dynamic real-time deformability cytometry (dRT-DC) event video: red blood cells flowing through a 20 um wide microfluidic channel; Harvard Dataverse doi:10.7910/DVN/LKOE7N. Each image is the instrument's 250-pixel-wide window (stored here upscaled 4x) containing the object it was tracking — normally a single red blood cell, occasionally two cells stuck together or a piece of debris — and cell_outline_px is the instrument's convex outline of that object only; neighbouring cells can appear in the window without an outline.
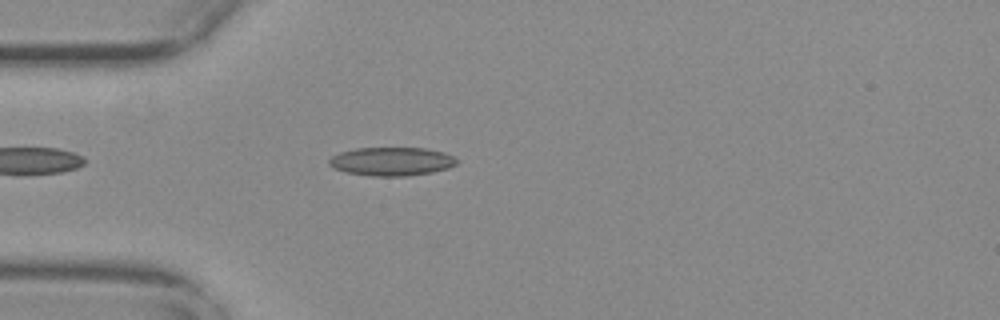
{"species": "common noctule bat (a hibernating species)", "species_latin": "Nyctalus noctula", "temperature_condition": "warm", "stored_images_in_passage": 40, "camera_frame_rate_fps": 3000, "um_per_image_px": 0.085, "animal": {"sex": "female", "body_mass_g": 29.2, "forearm_length_mm": 56.3}, "frame": {"image": 1, "passage_image": 1, "time_ms": 0.0, "image_size_px": [1000, 320], "cell_outline_px": [[460, 160], [456, 164], [448, 168], [432, 172], [408, 176], [372, 176], [348, 172], [332, 168], [328, 164], [328, 160], [332, 156], [340, 152], [356, 148], [424, 148], [444, 152]], "centroid_in_image_um": [33.29, 13.72], "position_along_channel_um": 51.7, "area_um2": 21.27}}
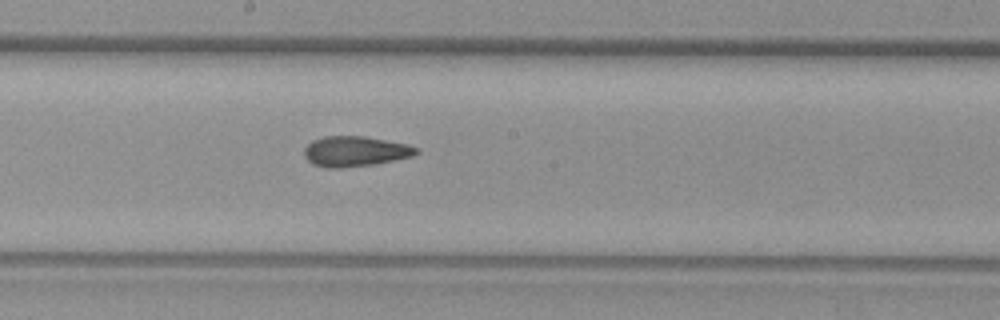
{"frame": {"image": 2, "passage_image": 15, "time_ms": 4.667, "image_size_px": [1000, 320], "cell_outline_px": [[420, 152], [412, 156], [376, 164], [340, 168], [324, 168], [312, 164], [304, 156], [304, 148], [312, 140], [324, 136], [364, 136], [408, 144], [420, 148]], "centroid_in_image_um": [30.19, 12.87], "position_along_channel_um": 218.0, "area_um2": 20.0}}
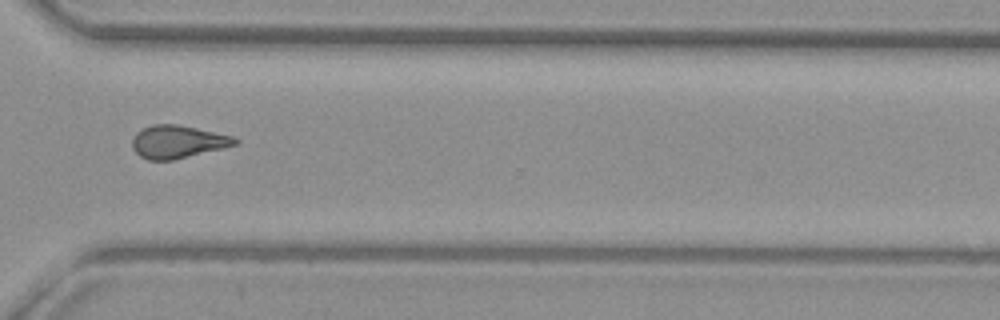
{"frame": {"image": 3, "passage_image": 26, "time_ms": 8.333, "image_size_px": [1000, 320], "cell_outline_px": [[240, 140], [236, 144], [224, 148], [172, 160], [148, 160], [140, 156], [132, 148], [132, 140], [136, 132], [152, 124], [176, 124], [196, 128], [232, 136]], "centroid_in_image_um": [15.09, 12.05], "position_along_channel_um": 355.5, "area_um2": 19.54}, "authors_computed_cell_mechanics": {"area_um2": 19.6231, "velocity_mm_per_s": 3.7491, "shape_relaxation_time_tau1_ms": null, "shape_relaxation_time_tau2_ms": 3.1538, "deformation_change_tau1": null, "deformation_change_tau2": 0.1121}}